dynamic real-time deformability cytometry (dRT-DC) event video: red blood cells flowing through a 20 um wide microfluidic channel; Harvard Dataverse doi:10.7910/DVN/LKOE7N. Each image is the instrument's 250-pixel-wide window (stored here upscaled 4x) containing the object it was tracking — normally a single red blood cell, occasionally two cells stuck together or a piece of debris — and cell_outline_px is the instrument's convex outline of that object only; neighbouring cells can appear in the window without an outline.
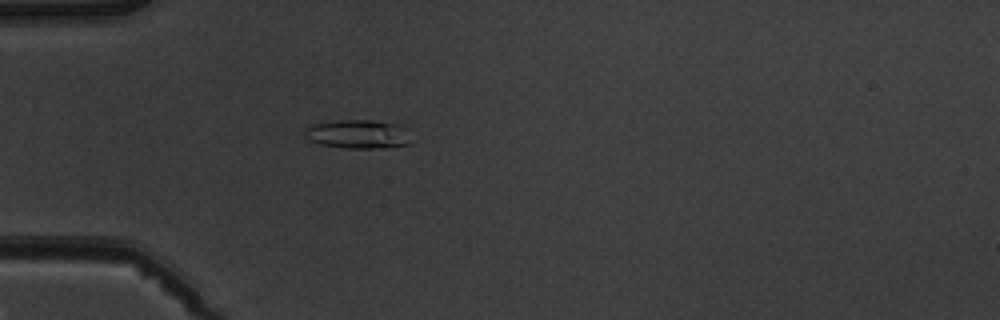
{"species": "common noctule bat (a hibernating species)", "species_latin": "Nyctalus noctula", "temperature_condition": "warm", "stored_images_in_passage": 1, "camera_frame_rate_fps": 3000, "um_per_image_px": 0.085, "animal": {"sex": "male", "body_mass_g": 19.5, "forearm_length_mm": 54.6}, "frame": {"image": 1, "passage_image": 1, "time_ms": 0.0, "image_size_px": [1000, 320], "cell_outline_px": [[408, 144], [380, 148], [344, 148], [320, 144], [304, 136], [304, 128], [312, 124], [340, 120], [372, 120], [396, 124], [404, 128]], "centroid_in_image_um": [30.34, 11.4], "position_along_channel_um": 54.7, "area_um2": 17.46}}